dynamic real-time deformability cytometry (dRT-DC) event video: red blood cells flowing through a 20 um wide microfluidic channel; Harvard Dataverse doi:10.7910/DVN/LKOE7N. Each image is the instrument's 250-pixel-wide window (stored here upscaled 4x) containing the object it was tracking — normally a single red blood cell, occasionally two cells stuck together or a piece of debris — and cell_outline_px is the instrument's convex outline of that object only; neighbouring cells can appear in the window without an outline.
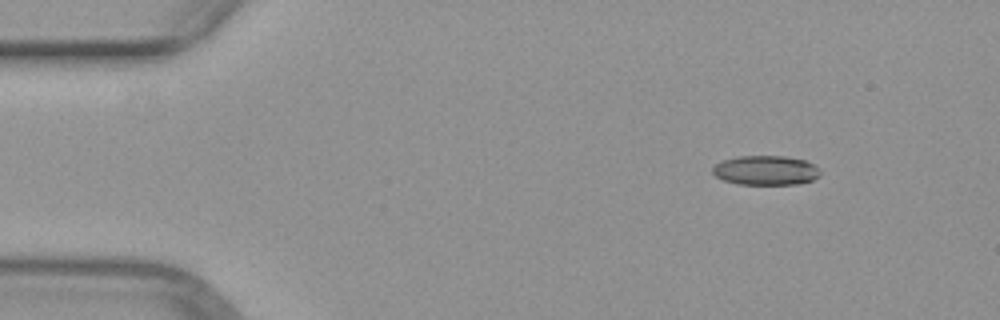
{"species": "common noctule bat (a hibernating species)", "species_latin": "Nyctalus noctula", "temperature_condition": "warm", "stored_images_in_passage": 45, "camera_frame_rate_fps": 3000, "um_per_image_px": 0.085, "animal": {"sex": "female", "body_mass_g": 29.2, "forearm_length_mm": 56.3}, "frame": {"image": 1, "passage_image": 1, "time_ms": 0.0, "image_size_px": [1000, 320], "cell_outline_px": [[820, 176], [812, 180], [796, 184], [740, 184], [724, 180], [716, 176], [712, 172], [712, 168], [716, 164], [724, 160], [740, 156], [784, 156], [804, 160], [820, 168]], "centroid_in_image_um": [65.11, 14.48], "position_along_channel_um": 19.9, "area_um2": 18.32}}
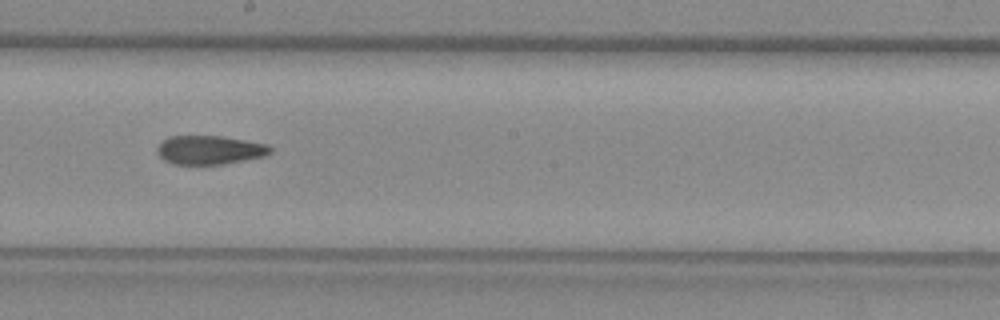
{"frame": {"image": 2, "passage_image": 23, "time_ms": 7.333, "image_size_px": [1000, 320], "cell_outline_px": [[272, 152], [264, 156], [224, 164], [172, 164], [164, 160], [156, 152], [156, 148], [160, 140], [168, 136], [220, 136], [268, 144], [272, 148]], "centroid_in_image_um": [17.78, 12.74], "position_along_channel_um": 230.4, "area_um2": 19.13}}
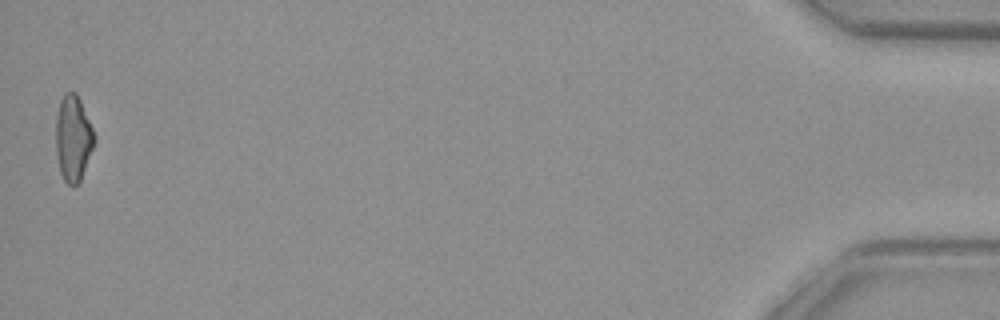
{"frame": {"image": 3, "passage_image": 45, "time_ms": 14.667, "image_size_px": [1000, 320], "cell_outline_px": [[96, 140], [80, 180], [76, 184], [68, 184], [64, 180], [60, 172], [56, 156], [56, 116], [60, 100], [64, 92], [76, 92], [80, 100], [96, 136]], "centroid_in_image_um": [6.21, 11.72], "position_along_channel_um": 429.0, "area_um2": 19.19}}